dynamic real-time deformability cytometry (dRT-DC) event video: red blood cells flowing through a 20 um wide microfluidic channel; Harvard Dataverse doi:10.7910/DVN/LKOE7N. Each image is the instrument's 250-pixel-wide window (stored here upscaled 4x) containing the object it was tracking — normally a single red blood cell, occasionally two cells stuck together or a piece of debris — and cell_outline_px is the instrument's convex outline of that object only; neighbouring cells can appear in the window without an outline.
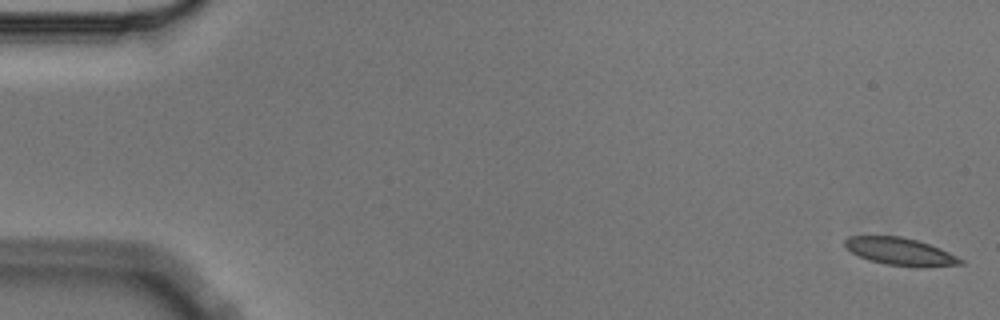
{"species": "Egyptian fruit bat (a non-hibernating species)", "species_latin": "Rousettus aegyptiacus", "temperature_condition": "cold", "stored_images_in_passage": 5, "camera_frame_rate_fps": 3000, "um_per_image_px": 0.085, "animal": {"sex": "male"}, "frame": {"image": 1, "passage_image": 1, "time_ms": 0.0, "image_size_px": [1000, 320], "cell_outline_px": [[964, 264], [916, 268], [884, 264], [868, 260], [844, 248], [844, 240], [848, 236], [900, 236], [916, 240], [940, 248], [964, 260]], "centroid_in_image_um": [76.5, 21.4], "position_along_channel_um": 8.5, "area_um2": 18.67}}
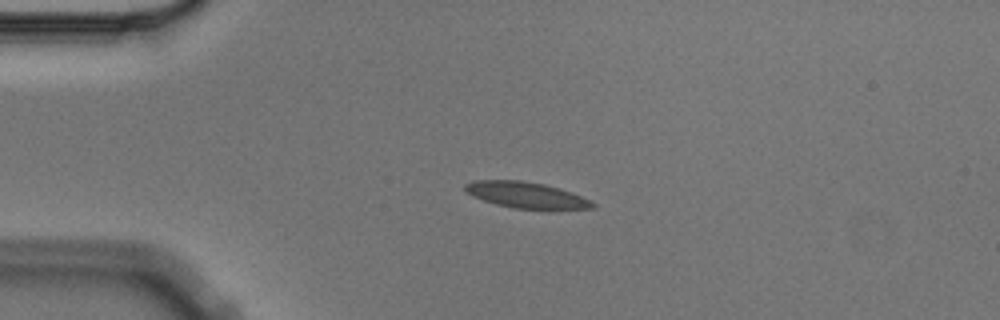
{"frame": {"image": 2, "passage_image": 4, "time_ms": 1.0, "image_size_px": [1000, 320], "cell_outline_px": [[596, 204], [592, 208], [516, 208], [496, 204], [472, 196], [464, 188], [464, 184], [472, 180], [520, 180], [544, 184], [560, 188], [580, 196]], "centroid_in_image_um": [44.65, 16.55], "position_along_channel_um": 40.4, "area_um2": 18.84}}